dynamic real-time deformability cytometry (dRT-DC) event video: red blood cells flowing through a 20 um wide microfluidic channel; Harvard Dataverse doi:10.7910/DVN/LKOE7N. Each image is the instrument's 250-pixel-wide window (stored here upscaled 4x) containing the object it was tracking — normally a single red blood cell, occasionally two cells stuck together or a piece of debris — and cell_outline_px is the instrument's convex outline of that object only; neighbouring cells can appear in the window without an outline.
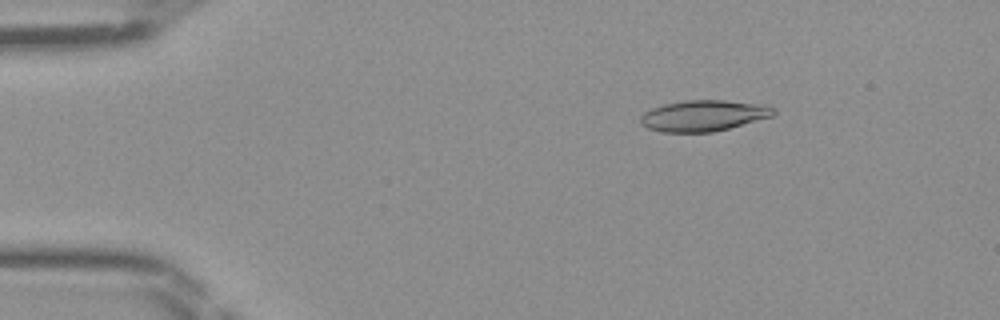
{"species": "Egyptian fruit bat (a non-hibernating species)", "species_latin": "Rousettus aegyptiacus", "temperature_condition": "room temperature", "stored_images_in_passage": 42, "camera_frame_rate_fps": 3000, "um_per_image_px": 0.085, "frame": {"image": 1, "passage_image": 3, "time_ms": 0.667, "image_size_px": [1000, 320], "cell_outline_px": [[776, 112], [772, 116], [728, 128], [712, 132], [660, 132], [648, 128], [640, 124], [640, 116], [644, 112], [652, 108], [664, 104], [684, 100], [724, 100], [768, 104], [776, 108]], "centroid_in_image_um": [59.81, 9.82], "position_along_channel_um": 25.2, "area_um2": 24.22}}
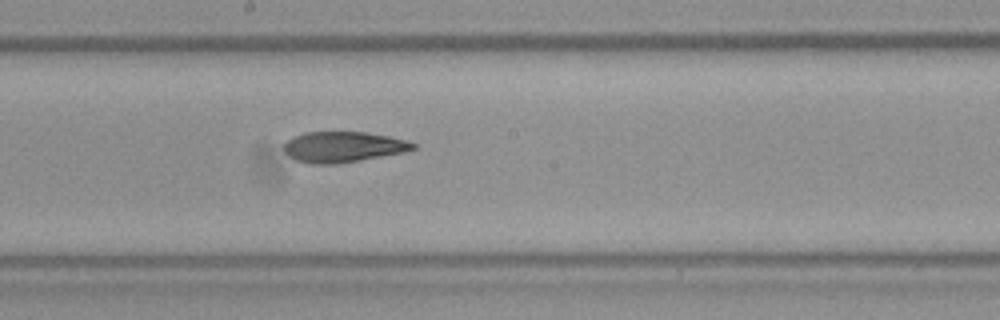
{"frame": {"image": 2, "passage_image": 21, "time_ms": 6.667, "image_size_px": [1000, 320], "cell_outline_px": [[416, 148], [404, 152], [360, 160], [336, 164], [312, 164], [296, 160], [288, 156], [284, 152], [284, 144], [292, 136], [304, 132], [368, 132], [408, 140], [416, 144]], "centroid_in_image_um": [29.15, 12.48], "position_along_channel_um": 219.1, "area_um2": 23.18}}
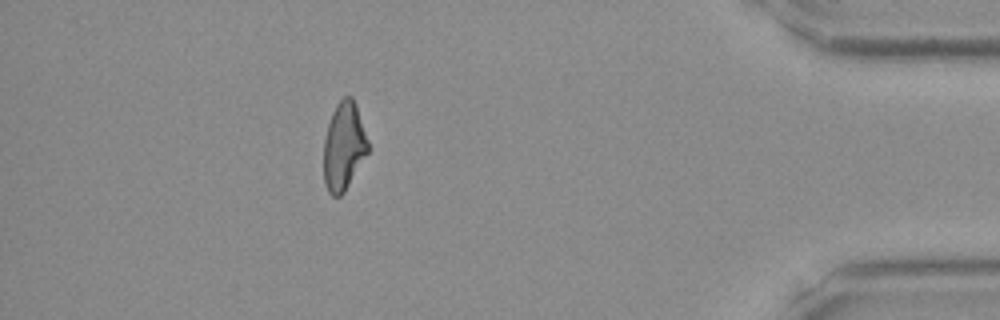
{"frame": {"image": 3, "passage_image": 37, "time_ms": 12.0, "image_size_px": [1000, 320], "cell_outline_px": [[368, 152], [344, 192], [340, 196], [332, 196], [328, 192], [324, 184], [324, 140], [328, 124], [332, 112], [336, 104], [344, 96], [352, 96], [356, 104], [368, 140]], "centroid_in_image_um": [29.21, 12.43], "position_along_channel_um": 406.0, "area_um2": 22.66}}